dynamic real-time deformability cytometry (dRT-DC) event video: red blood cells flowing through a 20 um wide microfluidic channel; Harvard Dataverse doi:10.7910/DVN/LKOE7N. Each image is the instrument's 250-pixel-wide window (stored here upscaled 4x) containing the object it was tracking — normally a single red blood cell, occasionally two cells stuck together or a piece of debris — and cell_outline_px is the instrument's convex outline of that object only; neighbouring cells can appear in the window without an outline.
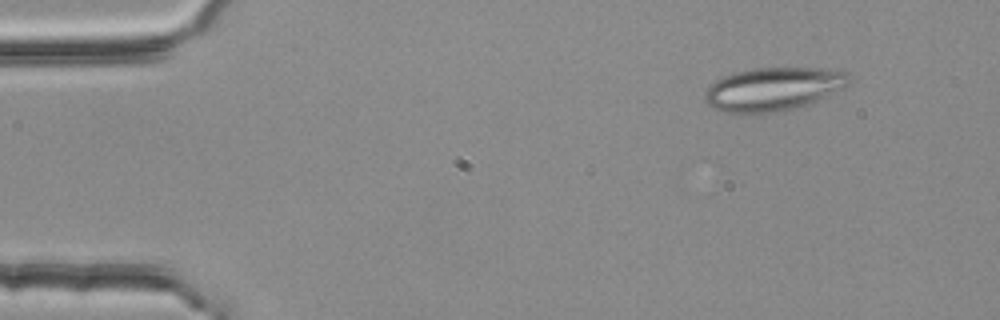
{"species": "common noctule bat (a hibernating species)", "species_latin": "Nyctalus noctula", "temperature_condition": "room temperature", "stored_images_in_passage": 4, "camera_frame_rate_fps": 3000, "um_per_image_px": 0.085, "animal": {"sex": "female", "body_mass_g": 25.1}, "frame": {"image": 1, "passage_image": 2, "time_ms": 0.333, "image_size_px": [1000, 320], "cell_outline_px": [[848, 84], [844, 88], [808, 104], [776, 112], [728, 112], [712, 108], [704, 100], [704, 92], [716, 80], [724, 76], [736, 72], [756, 68], [820, 68], [844, 72], [848, 76]], "centroid_in_image_um": [65.7, 7.56], "position_along_channel_um": 19.3, "area_um2": 35.78}}